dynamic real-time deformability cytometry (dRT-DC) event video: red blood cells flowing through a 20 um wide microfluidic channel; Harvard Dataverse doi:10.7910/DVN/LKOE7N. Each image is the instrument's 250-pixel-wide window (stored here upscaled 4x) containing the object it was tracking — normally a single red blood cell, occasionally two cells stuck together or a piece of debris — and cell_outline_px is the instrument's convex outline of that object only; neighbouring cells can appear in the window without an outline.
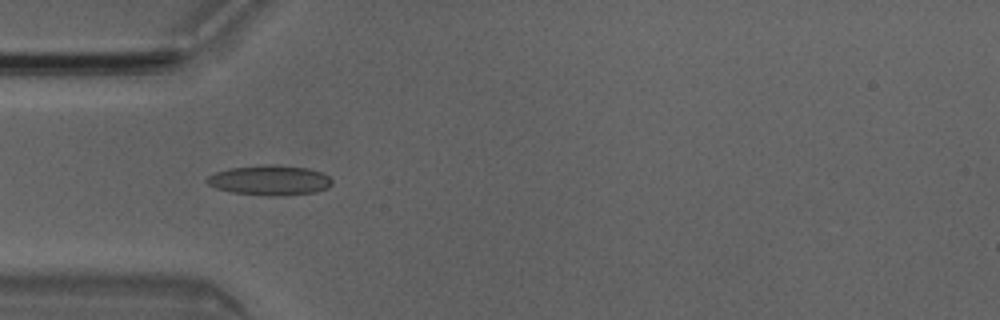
{"species": "Egyptian fruit bat (a non-hibernating species)", "species_latin": "Rousettus aegyptiacus", "temperature_condition": "room temperature", "stored_images_in_passage": 6, "camera_frame_rate_fps": 3000, "um_per_image_px": 0.085, "animal": {"sex": "male"}, "frame": {"image": 1, "passage_image": 3, "time_ms": 0.667, "image_size_px": [1000, 320], "cell_outline_px": [[332, 184], [328, 188], [316, 192], [284, 196], [268, 196], [232, 192], [216, 188], [208, 184], [204, 180], [208, 176], [216, 172], [228, 168], [264, 164], [272, 164], [308, 168], [320, 172], [328, 176], [332, 180]], "centroid_in_image_um": [22.92, 15.32], "position_along_channel_um": 62.1, "area_um2": 22.08}}